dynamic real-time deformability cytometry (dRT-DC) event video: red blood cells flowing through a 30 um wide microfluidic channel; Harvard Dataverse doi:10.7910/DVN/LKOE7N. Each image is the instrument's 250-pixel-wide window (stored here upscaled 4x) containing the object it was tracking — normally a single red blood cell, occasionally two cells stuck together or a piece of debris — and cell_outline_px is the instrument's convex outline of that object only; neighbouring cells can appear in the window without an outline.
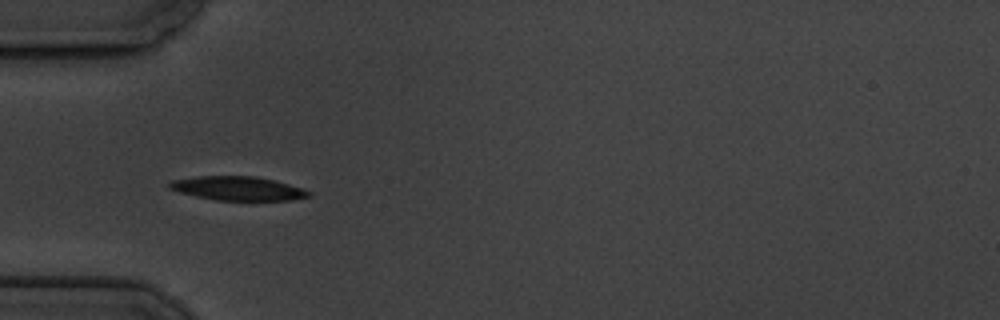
{"species": "common noctule bat (a hibernating species)", "species_latin": "Nyctalus noctula", "temperature_condition": "cold", "stored_images_in_passage": 6, "camera_frame_rate_fps": 3000, "um_per_image_px": 0.085, "animal": {"sex": "male", "body_mass_g": 19.5, "forearm_length_mm": 54.6}, "frame": {"image": 1, "passage_image": 5, "time_ms": 5.667, "image_size_px": [1000, 320], "cell_outline_px": [[312, 196], [292, 200], [216, 200], [196, 196], [180, 192], [168, 188], [168, 184], [172, 180], [196, 176], [256, 176], [288, 184], [312, 192]], "centroid_in_image_um": [20.21, 16.01], "position_along_channel_um": 64.8, "area_um2": 19.31}}